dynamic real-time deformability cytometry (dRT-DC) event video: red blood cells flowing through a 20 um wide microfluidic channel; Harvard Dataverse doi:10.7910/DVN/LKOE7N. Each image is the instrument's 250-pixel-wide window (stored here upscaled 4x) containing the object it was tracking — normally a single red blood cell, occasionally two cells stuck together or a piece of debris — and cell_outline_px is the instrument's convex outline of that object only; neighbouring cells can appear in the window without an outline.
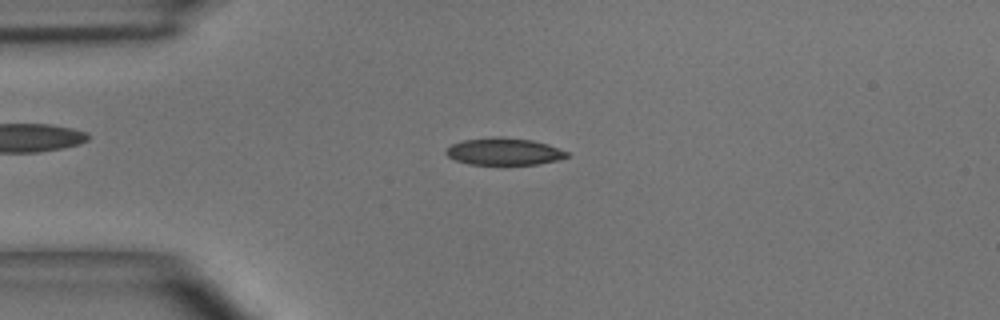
{"species": "common noctule bat (a hibernating species)", "species_latin": "Nyctalus noctula", "temperature_condition": "room temperature", "stored_images_in_passage": 49, "camera_frame_rate_fps": 3000, "um_per_image_px": 0.085, "animal": {"sex": "male", "body_mass_g": 15.6}, "frame": {"image": 1, "passage_image": 11, "time_ms": 3.333, "image_size_px": [1000, 320], "cell_outline_px": [[568, 156], [556, 160], [536, 164], [468, 164], [456, 160], [448, 156], [444, 152], [452, 144], [464, 140], [500, 136], [532, 140], [548, 144], [568, 152]], "centroid_in_image_um": [42.83, 12.87], "position_along_channel_um": 42.2, "area_um2": 18.84}}
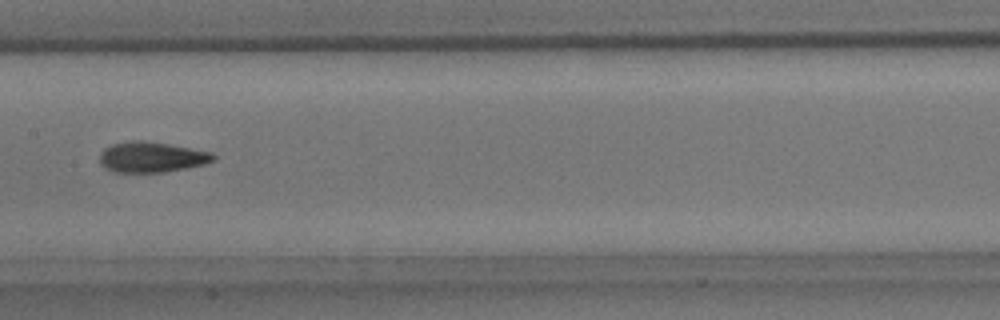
{"frame": {"image": 2, "passage_image": 24, "time_ms": 7.667, "image_size_px": [1000, 320], "cell_outline_px": [[216, 156], [212, 160], [204, 164], [188, 168], [164, 172], [116, 172], [104, 168], [100, 164], [100, 156], [104, 148], [112, 144], [132, 140], [140, 140], [168, 144], [212, 152]], "centroid_in_image_um": [12.87, 13.36], "position_along_channel_um": 194.5, "area_um2": 20.11}}
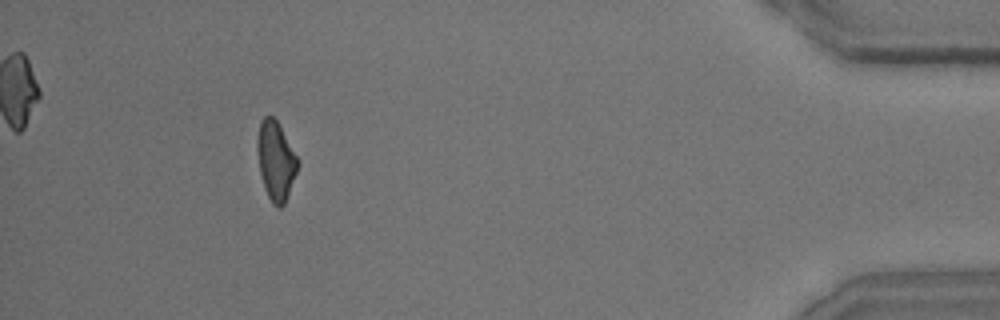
{"frame": {"image": 3, "passage_image": 45, "time_ms": 14.667, "image_size_px": [1000, 320], "cell_outline_px": [[300, 164], [284, 204], [280, 208], [276, 208], [272, 204], [264, 188], [260, 172], [256, 148], [256, 140], [260, 120], [264, 116], [272, 116], [276, 120], [300, 160]], "centroid_in_image_um": [23.44, 13.66], "position_along_channel_um": 411.8, "area_um2": 18.79}, "authors_computed_cell_mechanics": {"area_um2": 19.1318, "velocity_mm_per_s": 3.9743, "shape_relaxation_time_tau1_ms": 3.6319, "shape_relaxation_time_tau2_ms": 2.4384, "deformation_change_tau1": 0.1485, "deformation_change_tau2": 0.1064}}